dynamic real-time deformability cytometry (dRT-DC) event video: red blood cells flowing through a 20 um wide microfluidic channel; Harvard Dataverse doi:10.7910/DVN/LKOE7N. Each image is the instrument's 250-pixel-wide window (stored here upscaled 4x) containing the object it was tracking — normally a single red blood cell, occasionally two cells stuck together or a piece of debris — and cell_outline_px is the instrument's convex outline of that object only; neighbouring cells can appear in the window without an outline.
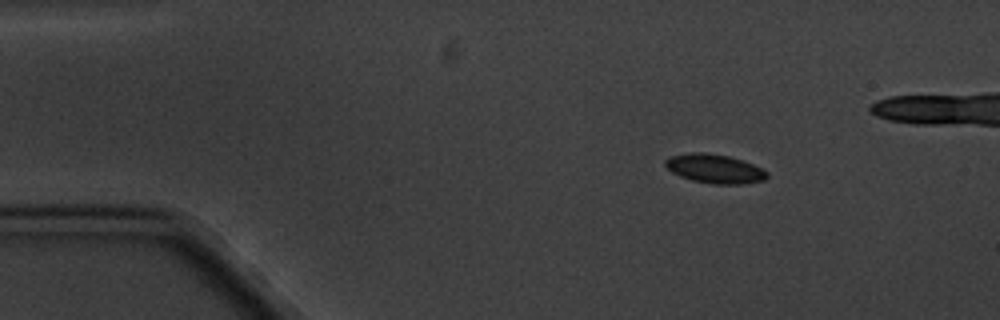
{"species": "common noctule bat (a hibernating species)", "species_latin": "Nyctalus noctula", "temperature_condition": "cold", "stored_images_in_passage": 11, "camera_frame_rate_fps": 3000, "um_per_image_px": 0.085, "animal": {"sex": "male", "body_mass_g": 20.1, "forearm_length_mm": 53.5}, "frame": {"image": 1, "passage_image": 2, "time_ms": 1.0, "image_size_px": [1000, 320], "cell_outline_px": [[768, 176], [764, 180], [740, 184], [712, 184], [692, 180], [680, 176], [672, 172], [664, 164], [664, 160], [672, 156], [692, 152], [704, 152], [728, 156], [752, 164], [768, 172]], "centroid_in_image_um": [60.73, 14.34], "position_along_channel_um": 24.3, "area_um2": 16.99}}
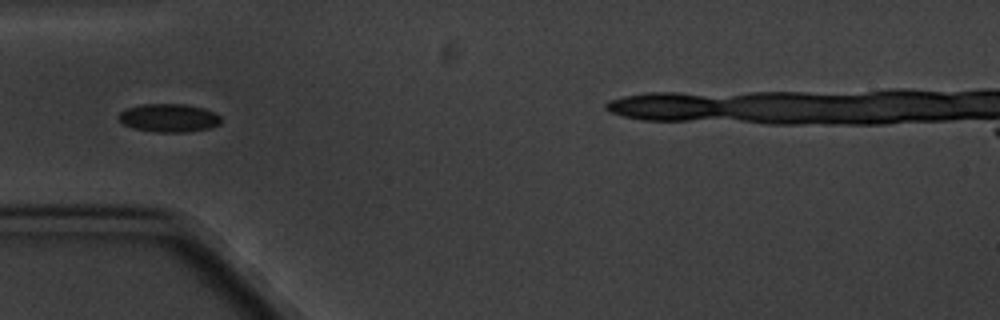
{"frame": {"image": 2, "passage_image": 5, "time_ms": 4.333, "image_size_px": [1000, 320], "cell_outline_px": [[220, 124], [208, 128], [184, 132], [156, 132], [132, 128], [124, 124], [116, 116], [120, 112], [128, 108], [140, 104], [184, 104], [204, 108], [220, 116]], "centroid_in_image_um": [14.32, 10.02], "position_along_channel_um": 70.7, "area_um2": 16.76}}
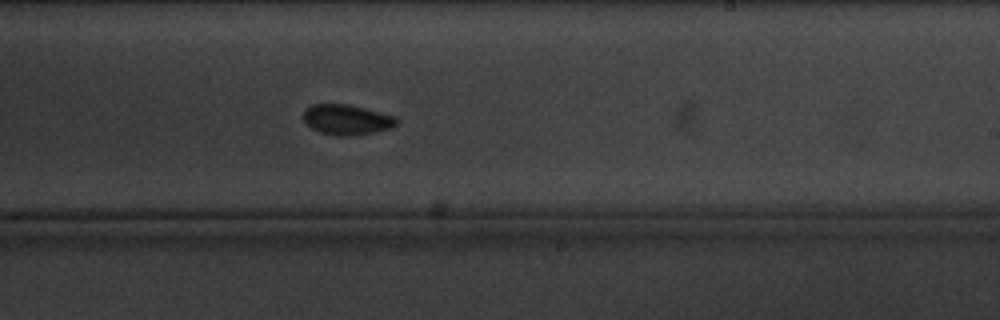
{"frame": {"image": 3, "passage_image": 10, "time_ms": 10.0, "image_size_px": [1000, 320], "cell_outline_px": [[396, 124], [392, 128], [352, 136], [336, 136], [320, 132], [312, 128], [304, 120], [304, 108], [312, 104], [348, 104], [396, 116]], "centroid_in_image_um": [29.46, 10.17], "position_along_channel_um": 259.5, "area_um2": 16.36}}